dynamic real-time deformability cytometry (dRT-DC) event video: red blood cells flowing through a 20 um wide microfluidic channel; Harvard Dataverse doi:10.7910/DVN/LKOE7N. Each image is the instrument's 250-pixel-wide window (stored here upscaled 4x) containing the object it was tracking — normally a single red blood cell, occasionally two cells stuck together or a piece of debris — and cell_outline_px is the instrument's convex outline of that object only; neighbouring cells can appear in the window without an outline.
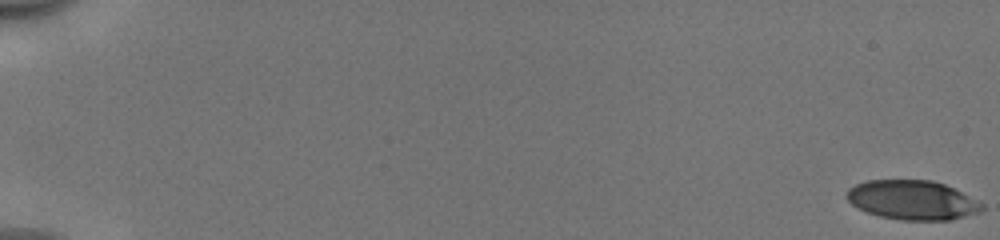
{"species": "human", "species_latin": "Homo sapiens", "temperature_condition": "cold", "stored_images_in_passage": 54, "camera_frame_rate_fps": 3000, "um_per_image_px": 0.085, "donor": {"sex": "male"}, "frame": {"image": 1, "passage_image": 1, "time_ms": 0.0, "image_size_px": [1000, 240], "cell_outline_px": [[984, 208], [980, 212], [948, 220], [900, 220], [880, 216], [868, 212], [852, 204], [848, 200], [848, 188], [856, 184], [868, 180], [932, 180], [944, 184], [984, 204]], "centroid_in_image_um": [77.55, 17.0], "position_along_channel_um": 7.4, "area_um2": 30.63}}
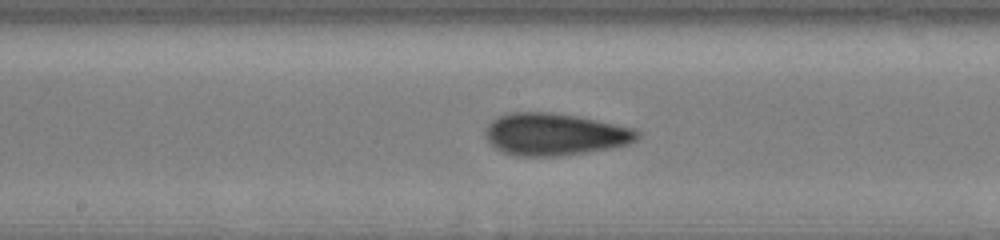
{"frame": {"image": 2, "passage_image": 31, "time_ms": 10.0, "image_size_px": [1000, 240], "cell_outline_px": [[640, 136], [636, 140], [628, 144], [608, 148], [584, 152], [556, 156], [516, 156], [504, 152], [496, 148], [484, 136], [484, 128], [496, 116], [508, 112], [552, 112], [576, 116], [636, 128], [640, 132]], "centroid_in_image_um": [47.12, 11.4], "position_along_channel_um": 201.1, "area_um2": 37.4}}
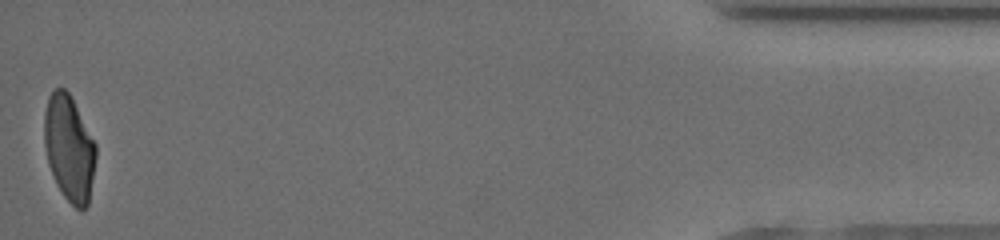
{"frame": {"image": 3, "passage_image": 54, "time_ms": 17.667, "image_size_px": [1000, 240], "cell_outline_px": [[96, 156], [88, 204], [80, 212], [64, 196], [56, 184], [48, 164], [44, 144], [44, 112], [48, 96], [56, 88], [64, 88], [68, 92], [96, 144]], "centroid_in_image_um": [5.86, 12.6], "position_along_channel_um": 429.3, "area_um2": 31.62}, "authors_computed_cell_mechanics": {"area_um2": 34.4199, "velocity_mm_per_s": 3.9787, "shape_relaxation_time_tau1_ms": 6.1593, "shape_relaxation_time_tau2_ms": 1.7511, "deformation_change_tau1": 0.1844, "deformation_change_tau2": 0.0906}}